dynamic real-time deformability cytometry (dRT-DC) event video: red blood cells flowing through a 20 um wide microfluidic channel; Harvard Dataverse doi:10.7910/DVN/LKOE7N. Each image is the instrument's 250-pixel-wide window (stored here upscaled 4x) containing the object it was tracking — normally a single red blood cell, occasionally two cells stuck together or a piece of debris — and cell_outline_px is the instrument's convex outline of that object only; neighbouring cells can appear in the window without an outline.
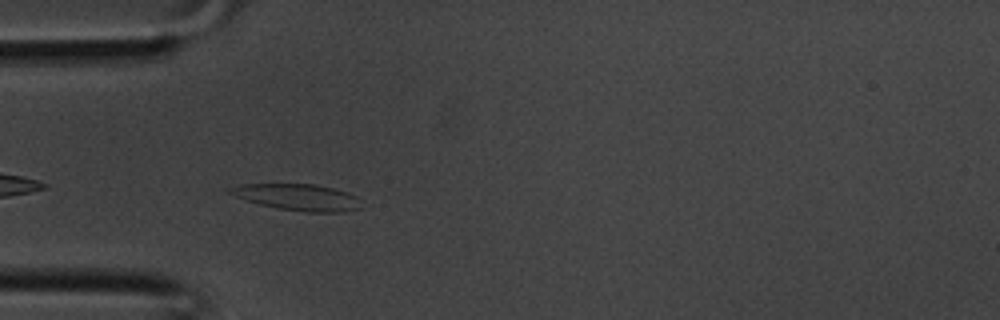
{"species": "common noctule bat (a hibernating species)", "species_latin": "Nyctalus noctula", "temperature_condition": "room temperature", "stored_images_in_passage": 27, "camera_frame_rate_fps": 3000, "um_per_image_px": 0.085, "animal": {"sex": "male", "body_mass_g": 20.1, "forearm_length_mm": 53.5}, "frame": {"image": 1, "passage_image": 4, "time_ms": 1.0, "image_size_px": [1000, 320], "cell_outline_px": [[360, 208], [344, 212], [308, 212], [276, 208], [260, 204], [236, 196], [228, 192], [228, 188], [240, 184], [312, 184], [332, 188], [348, 192], [356, 196]], "centroid_in_image_um": [25.3, 16.76], "position_along_channel_um": 59.7, "area_um2": 19.94}}
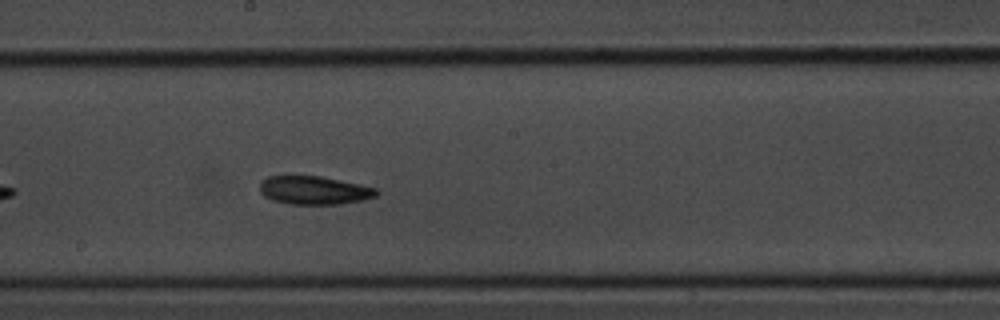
{"frame": {"image": 2, "passage_image": 13, "time_ms": 4.0, "image_size_px": [1000, 320], "cell_outline_px": [[380, 192], [376, 196], [364, 200], [340, 204], [288, 204], [272, 200], [264, 196], [260, 192], [260, 184], [268, 176], [320, 176], [376, 188]], "centroid_in_image_um": [26.71, 16.18], "position_along_channel_um": 221.5, "area_um2": 19.19}}
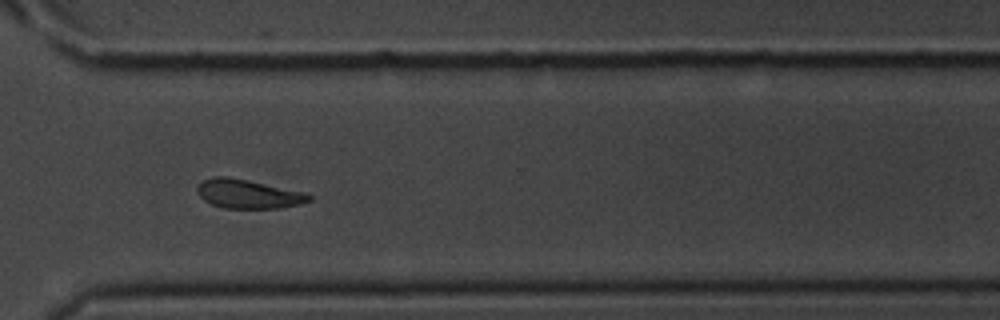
{"frame": {"image": 3, "passage_image": 20, "time_ms": 6.333, "image_size_px": [1000, 320], "cell_outline_px": [[312, 200], [300, 204], [276, 208], [224, 208], [212, 204], [204, 200], [200, 196], [196, 188], [204, 180], [212, 176], [228, 176], [300, 192], [312, 196]], "centroid_in_image_um": [21.04, 16.49], "position_along_channel_um": 349.6, "area_um2": 18.38}}